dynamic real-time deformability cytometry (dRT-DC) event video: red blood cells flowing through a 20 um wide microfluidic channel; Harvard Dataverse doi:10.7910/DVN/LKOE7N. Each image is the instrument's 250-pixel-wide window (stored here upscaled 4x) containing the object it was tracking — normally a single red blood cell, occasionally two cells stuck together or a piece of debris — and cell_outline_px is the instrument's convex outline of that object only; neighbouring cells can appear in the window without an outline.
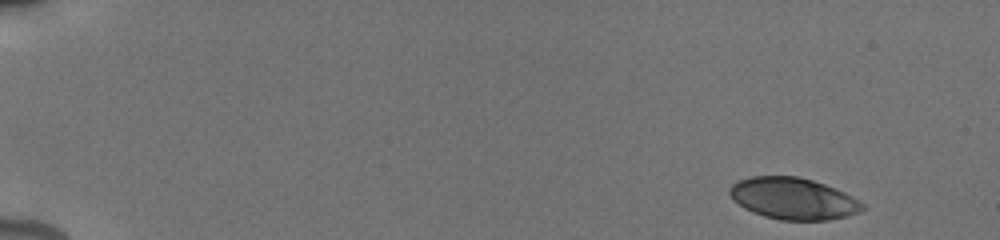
{"species": "human", "species_latin": "Homo sapiens", "temperature_condition": "cold", "stored_images_in_passage": 16, "camera_frame_rate_fps": 3000, "um_per_image_px": 0.085, "donor": {"sex": "male"}, "frame": {"image": 1, "passage_image": 1, "time_ms": 0.0, "image_size_px": [1000, 240], "cell_outline_px": [[864, 208], [860, 212], [848, 216], [828, 220], [780, 220], [764, 216], [752, 212], [744, 208], [732, 200], [728, 192], [728, 188], [732, 184], [740, 180], [752, 176], [796, 176], [812, 180], [824, 184], [844, 192], [852, 196], [864, 204]], "centroid_in_image_um": [67.4, 16.88], "position_along_channel_um": 17.6, "area_um2": 32.31}}
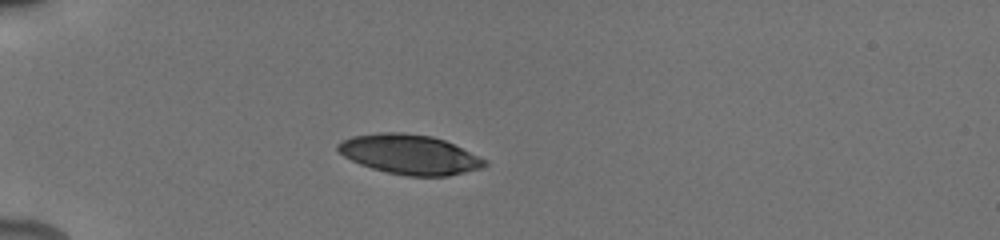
{"frame": {"image": 2, "passage_image": 9, "time_ms": 4.0, "image_size_px": [1000, 240], "cell_outline_px": [[488, 164], [484, 168], [448, 176], [408, 176], [388, 172], [372, 168], [360, 164], [344, 156], [336, 148], [336, 144], [352, 136], [380, 132], [400, 132], [432, 136], [444, 140], [488, 160]], "centroid_in_image_um": [34.85, 13.13], "position_along_channel_um": 50.2, "area_um2": 33.87}}
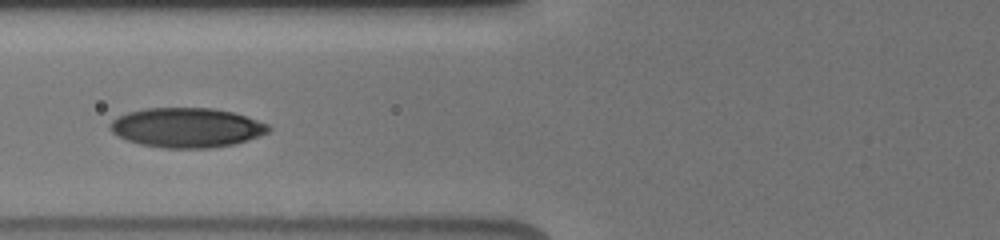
{"frame": {"image": 3, "passage_image": 15, "time_ms": 6.333, "image_size_px": [1000, 240], "cell_outline_px": [[272, 128], [268, 132], [260, 136], [248, 140], [232, 144], [212, 148], [164, 148], [140, 144], [116, 136], [108, 128], [108, 124], [112, 120], [128, 112], [144, 108], [212, 108], [232, 112], [268, 124]], "centroid_in_image_um": [15.84, 10.85], "position_along_channel_um": 110.0, "area_um2": 36.59}}